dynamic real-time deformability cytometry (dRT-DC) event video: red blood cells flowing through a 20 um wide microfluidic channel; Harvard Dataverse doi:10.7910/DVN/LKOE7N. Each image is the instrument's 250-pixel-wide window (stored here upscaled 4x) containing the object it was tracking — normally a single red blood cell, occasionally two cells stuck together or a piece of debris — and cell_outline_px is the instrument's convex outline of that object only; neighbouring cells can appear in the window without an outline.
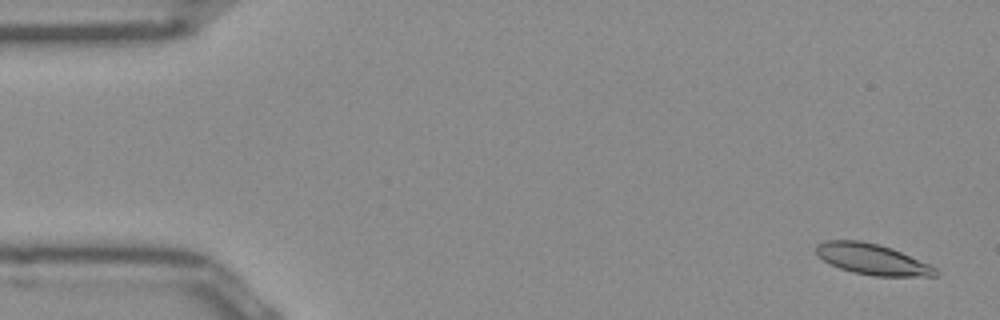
{"species": "Egyptian fruit bat (a non-hibernating species)", "species_latin": "Rousettus aegyptiacus", "temperature_condition": "room temperature", "stored_images_in_passage": 51, "camera_frame_rate_fps": 3000, "um_per_image_px": 0.085, "frame": {"image": 1, "passage_image": 2, "time_ms": 0.333, "image_size_px": [1000, 320], "cell_outline_px": [[940, 272], [936, 276], [872, 276], [852, 272], [840, 268], [824, 260], [816, 252], [816, 248], [820, 244], [828, 240], [860, 240], [892, 248], [928, 264], [936, 268]], "centroid_in_image_um": [74.17, 22.05], "position_along_channel_um": 10.8, "area_um2": 21.1}}
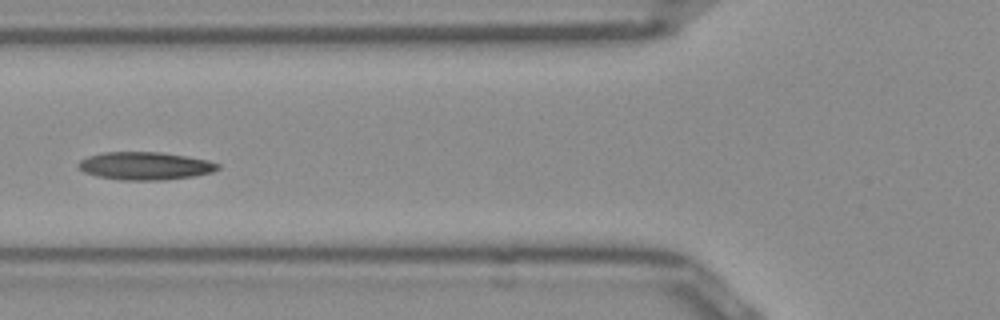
{"frame": {"image": 2, "passage_image": 19, "time_ms": 6.0, "image_size_px": [1000, 320], "cell_outline_px": [[220, 168], [212, 172], [192, 176], [164, 180], [120, 180], [96, 176], [84, 172], [76, 164], [80, 160], [88, 156], [104, 152], [160, 152], [208, 160], [220, 164]], "centroid_in_image_um": [12.31, 14.1], "position_along_channel_um": 113.5, "area_um2": 22.6}}
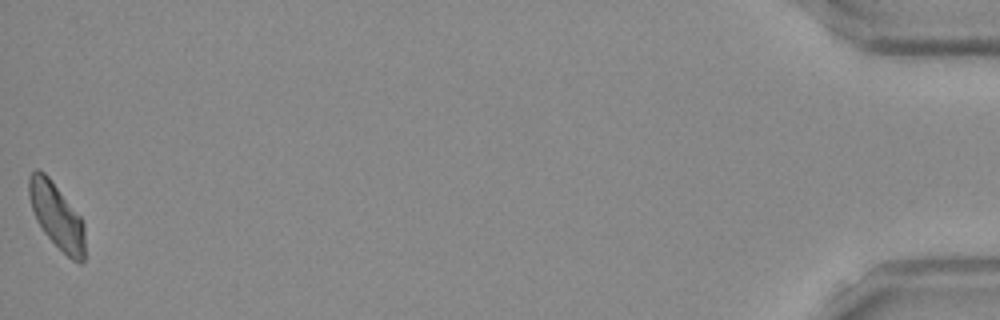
{"frame": {"image": 3, "passage_image": 51, "time_ms": 16.667, "image_size_px": [1000, 320], "cell_outline_px": [[84, 260], [80, 264], [72, 260], [44, 232], [36, 220], [28, 196], [28, 176], [36, 168], [44, 172], [48, 176], [80, 216], [84, 224]], "centroid_in_image_um": [4.8, 18.32], "position_along_channel_um": 430.4, "area_um2": 21.1}, "authors_computed_cell_mechanics": {"area_um2": 21.7328, "velocity_mm_per_s": 3.9316, "shape_relaxation_time_tau1_ms": 11.2742, "shape_relaxation_time_tau2_ms": 3.5668, "deformation_change_tau1": 0.2012, "deformation_change_tau2": 0.1028}}